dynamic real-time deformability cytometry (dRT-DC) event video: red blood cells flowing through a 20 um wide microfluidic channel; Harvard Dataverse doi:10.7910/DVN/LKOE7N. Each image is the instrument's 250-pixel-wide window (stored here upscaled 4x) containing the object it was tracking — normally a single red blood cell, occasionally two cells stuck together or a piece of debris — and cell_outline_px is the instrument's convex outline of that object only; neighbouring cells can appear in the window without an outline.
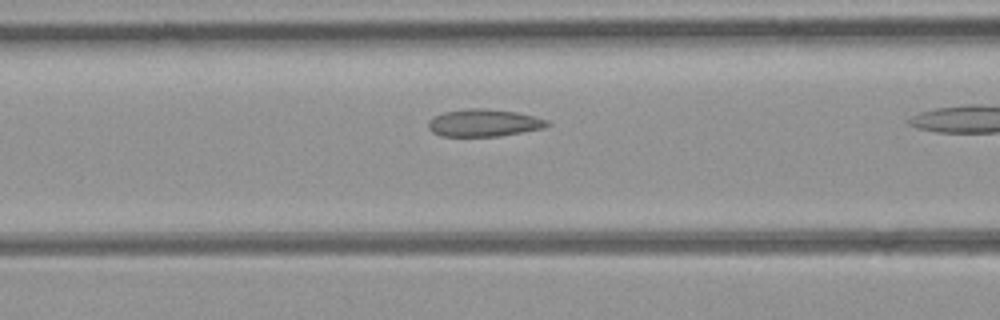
{"species": "common noctule bat (a hibernating species)", "species_latin": "Nyctalus noctula", "temperature_condition": "room temperature", "stored_images_in_passage": 26, "camera_frame_rate_fps": 3000, "um_per_image_px": 0.085, "animal": {"sex": "female", "body_mass_g": 21.9}, "frame": {"image": 1, "passage_image": 15, "time_ms": 4.667, "image_size_px": [1000, 320], "cell_outline_px": [[552, 124], [544, 128], [500, 136], [440, 136], [432, 132], [428, 128], [428, 120], [444, 112], [468, 108], [484, 108], [516, 112], [548, 120]], "centroid_in_image_um": [41.13, 10.45], "position_along_channel_um": 125.5, "area_um2": 18.96}}